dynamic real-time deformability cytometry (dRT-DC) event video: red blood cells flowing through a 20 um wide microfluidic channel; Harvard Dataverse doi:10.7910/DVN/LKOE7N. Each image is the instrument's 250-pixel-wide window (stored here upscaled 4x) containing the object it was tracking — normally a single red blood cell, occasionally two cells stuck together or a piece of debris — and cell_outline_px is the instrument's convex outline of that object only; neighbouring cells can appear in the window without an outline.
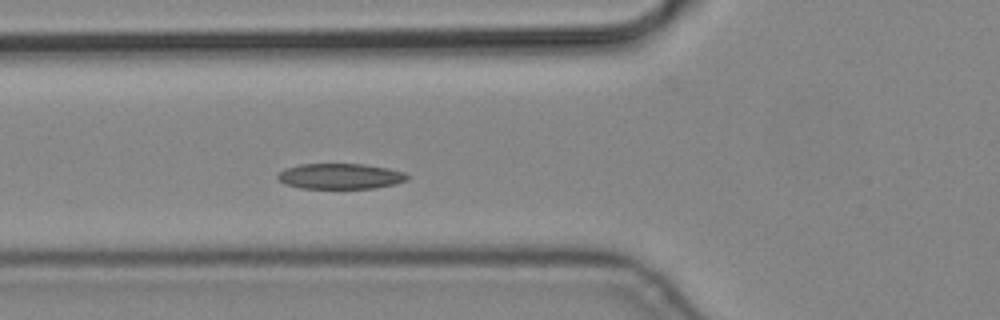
{"species": "common noctule bat (a hibernating species)", "species_latin": "Nyctalus noctula", "temperature_condition": "cold", "stored_images_in_passage": 5, "camera_frame_rate_fps": 3000, "um_per_image_px": 0.085, "animal": {"sex": "male", "body_mass_g": 19.2, "forearm_length_mm": 51.8}, "frame": {"image": 1, "passage_image": 5, "time_ms": 1.333, "image_size_px": [1000, 320], "cell_outline_px": [[408, 180], [396, 184], [376, 188], [300, 188], [284, 184], [276, 176], [284, 168], [300, 164], [364, 164], [388, 168], [404, 172], [408, 176]], "centroid_in_image_um": [28.93, 14.98], "position_along_channel_um": 96.9, "area_um2": 19.36}}